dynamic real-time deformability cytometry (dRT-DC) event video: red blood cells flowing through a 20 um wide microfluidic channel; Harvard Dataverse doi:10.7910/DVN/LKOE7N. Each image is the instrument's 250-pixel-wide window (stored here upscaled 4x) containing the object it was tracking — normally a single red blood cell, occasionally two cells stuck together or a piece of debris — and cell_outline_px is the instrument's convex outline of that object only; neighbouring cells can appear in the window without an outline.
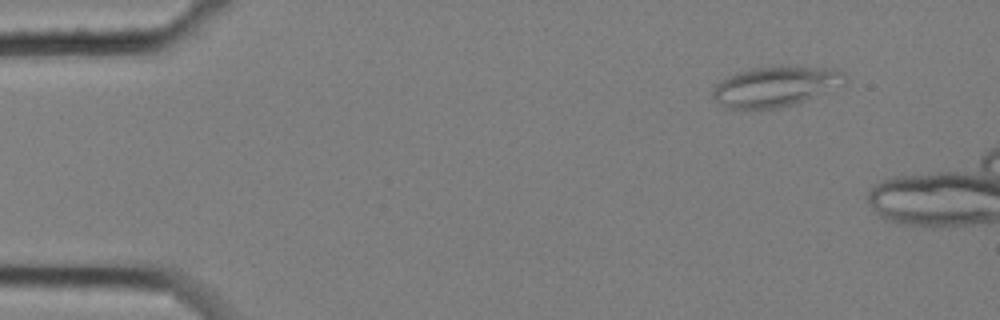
{"species": "common noctule bat (a hibernating species)", "species_latin": "Nyctalus noctula", "temperature_condition": "cold", "stored_images_in_passage": 6, "segment_of_instrument_passage": [2, 2], "camera_frame_rate_fps": 3000, "um_per_image_px": 0.085, "animal": {"sex": "female", "body_mass_g": 25.1}, "frame": {"image": 1, "passage_image": 6, "time_ms": 1.667, "image_size_px": [1000, 320], "cell_outline_px": [[848, 80], [844, 84], [804, 100], [792, 104], [776, 108], [724, 108], [712, 96], [712, 88], [716, 84], [728, 76], [748, 68], [840, 68], [844, 72]], "centroid_in_image_um": [65.9, 7.36], "position_along_channel_um": 19.1, "area_um2": 30.23}}